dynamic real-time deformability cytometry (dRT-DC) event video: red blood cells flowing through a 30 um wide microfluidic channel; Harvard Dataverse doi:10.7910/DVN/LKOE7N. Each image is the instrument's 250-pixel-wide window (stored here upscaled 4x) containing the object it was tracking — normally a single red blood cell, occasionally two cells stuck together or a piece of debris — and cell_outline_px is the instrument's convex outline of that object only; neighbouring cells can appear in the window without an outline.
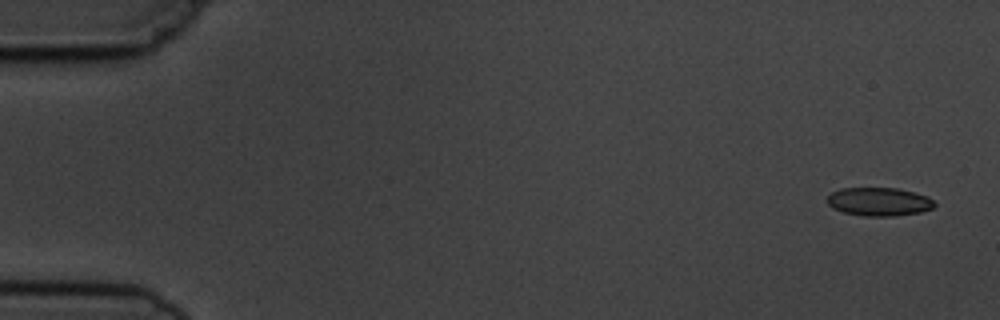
{"species": "common noctule bat (a hibernating species)", "species_latin": "Nyctalus noctula", "temperature_condition": "cold", "stored_images_in_passage": 6, "segment_of_instrument_passage": [1, 2], "camera_frame_rate_fps": 3000, "um_per_image_px": 0.085, "animal": {"sex": "male", "body_mass_g": 19.5, "forearm_length_mm": 54.6}, "frame": {"image": 1, "passage_image": 1, "time_ms": 0.0, "image_size_px": [1000, 320], "cell_outline_px": [[936, 204], [932, 208], [920, 212], [896, 216], [864, 216], [844, 212], [832, 208], [828, 204], [828, 196], [832, 192], [840, 188], [896, 188], [928, 196]], "centroid_in_image_um": [74.71, 17.14], "position_along_channel_um": 10.3, "area_um2": 17.69}}
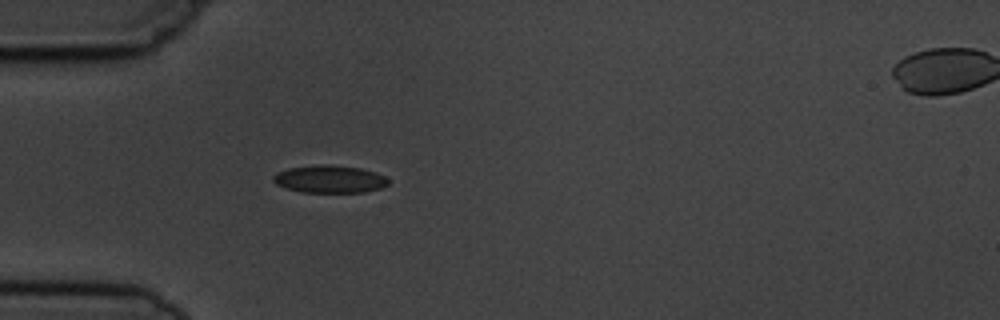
{"frame": {"image": 2, "passage_image": 5, "time_ms": 4.667, "image_size_px": [1000, 320], "cell_outline_px": [[388, 184], [380, 188], [364, 192], [300, 192], [276, 184], [272, 180], [272, 176], [276, 172], [288, 168], [320, 164], [328, 164], [360, 168], [376, 172], [384, 176], [388, 180]], "centroid_in_image_um": [27.99, 15.21], "position_along_channel_um": 57.0, "area_um2": 18.5}}